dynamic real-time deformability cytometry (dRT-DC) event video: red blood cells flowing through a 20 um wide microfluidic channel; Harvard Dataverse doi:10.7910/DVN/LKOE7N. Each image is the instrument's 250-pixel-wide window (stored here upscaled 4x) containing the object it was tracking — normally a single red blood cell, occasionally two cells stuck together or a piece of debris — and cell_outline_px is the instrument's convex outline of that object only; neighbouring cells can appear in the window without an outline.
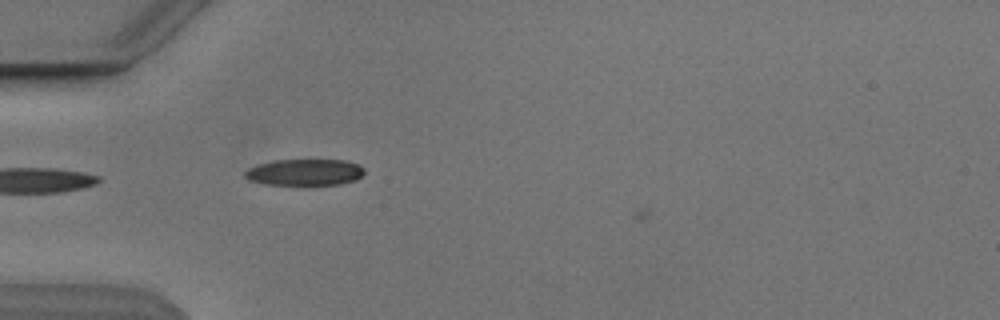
{"species": "Egyptian fruit bat (a non-hibernating species)", "species_latin": "Rousettus aegyptiacus", "temperature_condition": "cold", "stored_images_in_passage": 3, "camera_frame_rate_fps": 3000, "um_per_image_px": 0.085, "animal": {"sex": "male"}, "frame": {"image": 1, "passage_image": 3, "time_ms": 2.333, "image_size_px": [1000, 320], "cell_outline_px": [[364, 172], [356, 180], [340, 184], [264, 184], [248, 180], [244, 176], [244, 172], [248, 168], [260, 164], [276, 160], [344, 160], [360, 164], [364, 168]], "centroid_in_image_um": [25.91, 14.63], "position_along_channel_um": 59.1, "area_um2": 18.26}}